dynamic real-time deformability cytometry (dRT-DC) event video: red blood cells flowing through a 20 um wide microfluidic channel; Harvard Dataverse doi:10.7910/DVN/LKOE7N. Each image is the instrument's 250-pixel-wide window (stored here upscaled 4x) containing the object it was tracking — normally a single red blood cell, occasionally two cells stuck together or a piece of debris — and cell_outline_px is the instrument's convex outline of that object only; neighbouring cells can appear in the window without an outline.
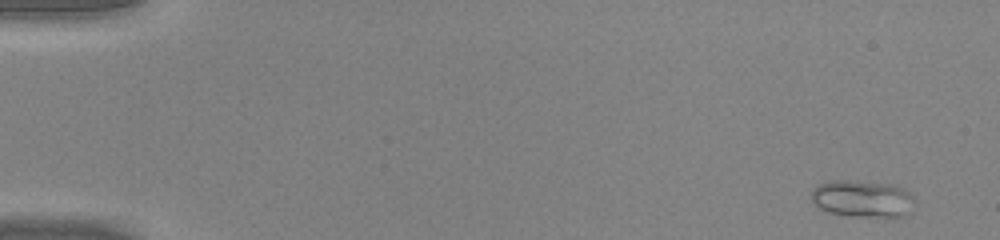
{"species": "common noctule bat (a hibernating species)", "species_latin": "Nyctalus noctula", "temperature_condition": "warm", "stored_images_in_passage": 49, "camera_frame_rate_fps": 3000, "um_per_image_px": 0.085, "animal": {"sex": "male", "body_mass_g": 20.0, "forearm_length_mm": 53.3}, "frame": {"image": 1, "passage_image": 3, "time_ms": 0.667, "image_size_px": [1000, 240], "cell_outline_px": [[912, 212], [908, 216], [848, 216], [828, 212], [820, 208], [812, 200], [812, 188], [816, 184], [832, 180], [848, 180], [892, 184], [904, 188], [912, 196]], "centroid_in_image_um": [73.3, 16.88], "position_along_channel_um": 11.7, "area_um2": 22.37}}
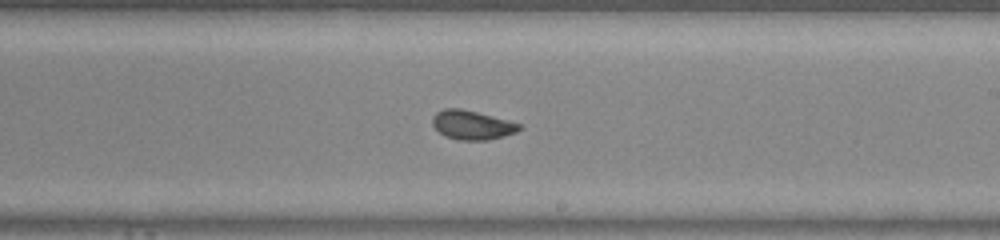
{"frame": {"image": 2, "passage_image": 30, "time_ms": 9.667, "image_size_px": [1000, 240], "cell_outline_px": [[524, 128], [516, 132], [504, 136], [488, 140], [460, 140], [444, 136], [432, 124], [432, 116], [436, 112], [444, 108], [460, 108], [508, 120], [520, 124]], "centroid_in_image_um": [40.12, 10.62], "position_along_channel_um": 248.9, "area_um2": 14.74}}
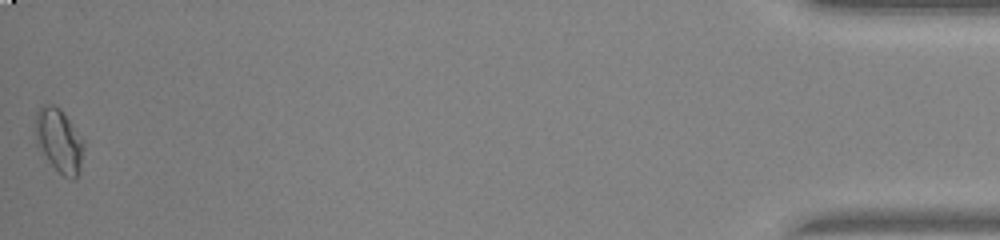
{"frame": {"image": 3, "passage_image": 49, "time_ms": 16.0, "image_size_px": [1000, 240], "cell_outline_px": [[84, 148], [80, 172], [72, 180], [64, 176], [36, 148], [36, 112], [40, 104], [52, 104], [60, 108], [84, 140]], "centroid_in_image_um": [5.02, 11.93], "position_along_channel_um": 430.2, "area_um2": 18.09}}